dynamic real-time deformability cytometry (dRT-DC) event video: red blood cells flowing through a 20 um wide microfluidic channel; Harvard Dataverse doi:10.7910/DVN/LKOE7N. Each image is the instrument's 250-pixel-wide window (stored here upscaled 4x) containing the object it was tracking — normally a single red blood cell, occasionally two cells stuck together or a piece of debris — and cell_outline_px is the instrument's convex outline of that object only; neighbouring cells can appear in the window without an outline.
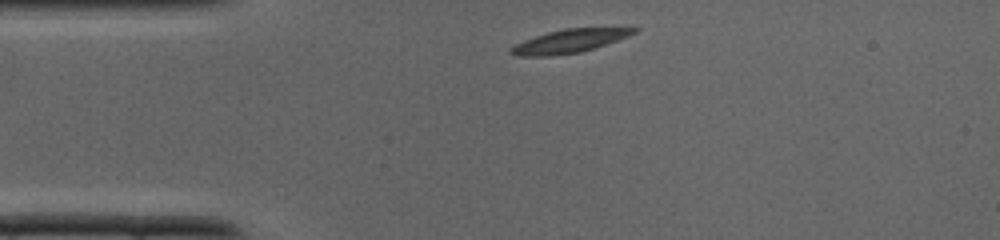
{"species": "common noctule bat (a hibernating species)", "species_latin": "Nyctalus noctula", "temperature_condition": "cold", "stored_images_in_passage": 30, "camera_frame_rate_fps": 3000, "um_per_image_px": 0.085, "animal": {"sex": "male", "body_mass_g": 19.0, "forearm_length_mm": 50.8}, "frame": {"image": 1, "passage_image": 1, "time_ms": 0.0, "image_size_px": [1000, 240], "cell_outline_px": [[640, 28], [636, 32], [628, 36], [580, 52], [548, 56], [524, 56], [508, 52], [508, 48], [524, 40], [548, 32], [564, 28], [632, 24]], "centroid_in_image_um": [48.58, 3.41], "position_along_channel_um": 36.4, "area_um2": 17.46}}
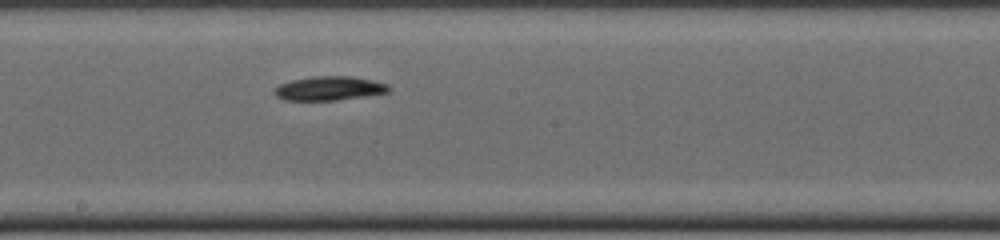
{"frame": {"image": 2, "passage_image": 13, "time_ms": 4.0, "image_size_px": [1000, 240], "cell_outline_px": [[392, 88], [388, 92], [368, 96], [336, 100], [284, 100], [276, 96], [272, 92], [280, 84], [292, 80], [312, 76], [352, 76], [372, 80], [388, 84]], "centroid_in_image_um": [28.01, 7.51], "position_along_channel_um": 220.2, "area_um2": 16.13}}
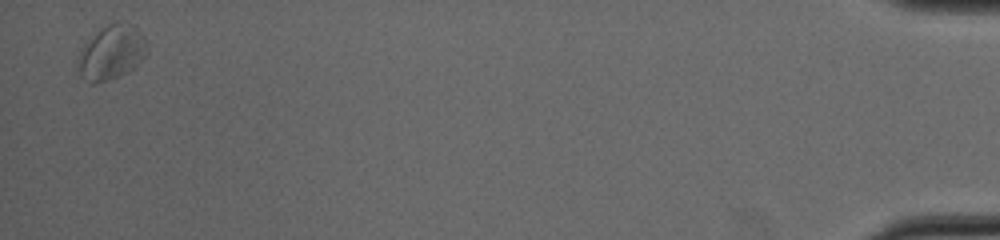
{"frame": {"image": 3, "passage_image": 30, "time_ms": 9.667, "image_size_px": [1000, 240], "cell_outline_px": [[148, 52], [128, 72], [120, 76], [96, 84], [92, 84], [80, 76], [76, 64], [80, 52], [84, 44], [96, 32], [108, 24], [132, 24], [144, 36], [148, 44]], "centroid_in_image_um": [9.46, 4.49], "position_along_channel_um": 425.7, "area_um2": 21.79}}